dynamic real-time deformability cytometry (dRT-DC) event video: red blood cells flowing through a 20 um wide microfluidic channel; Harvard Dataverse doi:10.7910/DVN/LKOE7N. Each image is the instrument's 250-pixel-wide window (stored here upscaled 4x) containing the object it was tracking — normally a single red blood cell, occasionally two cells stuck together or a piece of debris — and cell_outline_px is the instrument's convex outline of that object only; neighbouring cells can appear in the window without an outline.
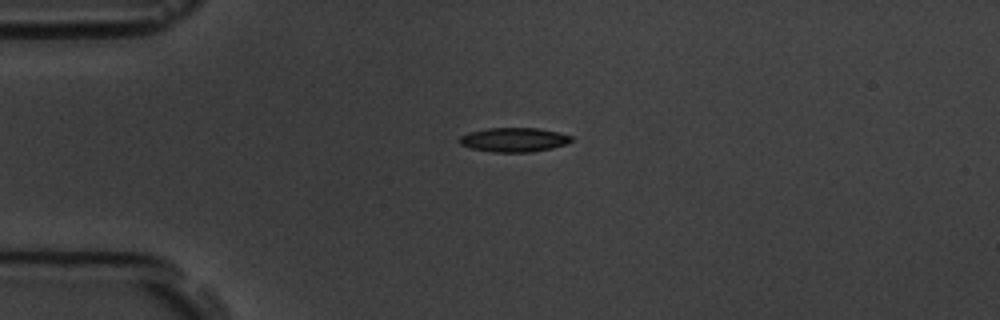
{"species": "common noctule bat (a hibernating species)", "species_latin": "Nyctalus noctula", "temperature_condition": "room temperature", "stored_images_in_passage": 4, "camera_frame_rate_fps": 3000, "um_per_image_px": 0.085, "animal": {"sex": "male", "body_mass_g": 19.5, "forearm_length_mm": 54.6}, "frame": {"image": 1, "passage_image": 3, "time_ms": 3.333, "image_size_px": [1000, 320], "cell_outline_px": [[572, 140], [564, 144], [552, 148], [532, 152], [492, 152], [472, 148], [460, 144], [460, 136], [468, 132], [488, 128], [540, 128], [572, 136]], "centroid_in_image_um": [43.67, 11.87], "position_along_channel_um": 41.3, "area_um2": 15.66}}